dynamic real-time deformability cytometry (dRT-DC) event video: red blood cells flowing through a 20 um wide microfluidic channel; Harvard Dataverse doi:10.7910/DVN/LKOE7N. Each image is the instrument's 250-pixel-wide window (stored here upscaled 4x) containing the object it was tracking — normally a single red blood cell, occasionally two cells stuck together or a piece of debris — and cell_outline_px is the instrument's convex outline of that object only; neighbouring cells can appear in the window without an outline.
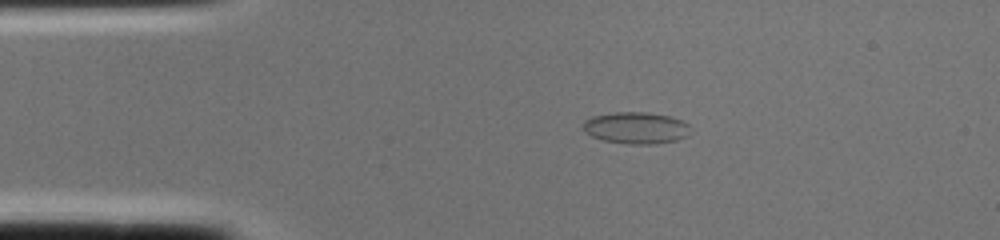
{"species": "common noctule bat (a hibernating species)", "species_latin": "Nyctalus noctula", "temperature_condition": "cold", "stored_images_in_passage": 1, "camera_frame_rate_fps": 3000, "um_per_image_px": 0.085, "animal": {"sex": "female", "body_mass_g": 22.0, "forearm_length_mm": 56.7}, "frame": {"image": 1, "passage_image": 1, "time_ms": 0.0, "image_size_px": [1000, 240], "cell_outline_px": [[692, 128], [688, 136], [676, 140], [656, 144], [628, 144], [604, 140], [592, 136], [584, 132], [580, 128], [584, 120], [592, 116], [616, 112], [648, 112], [668, 116], [680, 120], [688, 124]], "centroid_in_image_um": [54.04, 10.87], "position_along_channel_um": 31.0, "area_um2": 20.06}}